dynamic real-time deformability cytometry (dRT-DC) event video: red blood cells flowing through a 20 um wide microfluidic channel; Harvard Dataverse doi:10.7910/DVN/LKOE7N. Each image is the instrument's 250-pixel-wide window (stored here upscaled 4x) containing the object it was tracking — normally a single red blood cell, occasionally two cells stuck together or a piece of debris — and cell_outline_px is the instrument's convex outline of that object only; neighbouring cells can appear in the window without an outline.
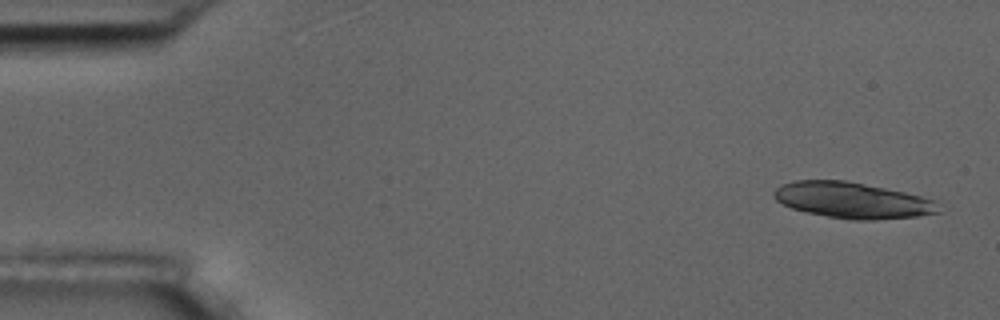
{"species": "common noctule bat (a hibernating species)", "species_latin": "Nyctalus noctula", "temperature_condition": "room temperature", "stored_images_in_passage": 4, "camera_frame_rate_fps": 3000, "um_per_image_px": 0.085, "animal": {"sex": "male", "body_mass_g": 17.5, "forearm_length_mm": 52.3}, "frame": {"image": 1, "passage_image": 1, "time_ms": 0.0, "image_size_px": [1000, 320], "cell_outline_px": [[940, 212], [916, 216], [876, 220], [848, 220], [808, 212], [792, 208], [776, 200], [772, 196], [772, 192], [780, 184], [796, 180], [844, 180], [904, 192], [920, 196], [932, 200]], "centroid_in_image_um": [72.38, 17.02], "position_along_channel_um": 12.6, "area_um2": 34.16}}